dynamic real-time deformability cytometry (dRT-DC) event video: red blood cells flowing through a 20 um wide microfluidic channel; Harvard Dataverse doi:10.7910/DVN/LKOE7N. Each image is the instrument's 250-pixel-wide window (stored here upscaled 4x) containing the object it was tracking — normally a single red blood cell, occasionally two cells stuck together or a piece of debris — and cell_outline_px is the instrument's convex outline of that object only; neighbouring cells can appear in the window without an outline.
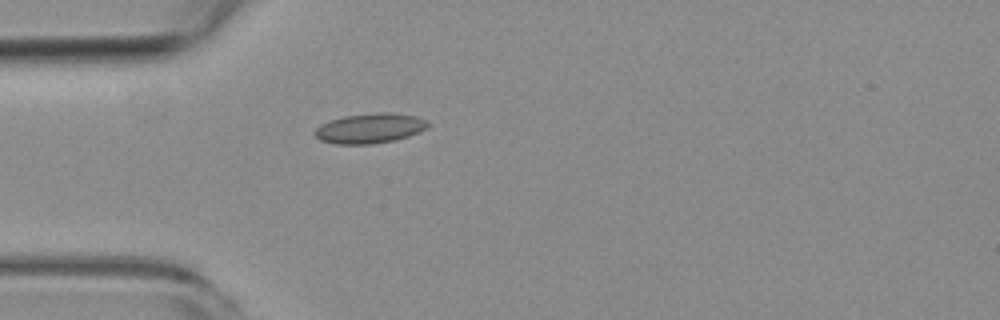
{"species": "common noctule bat (a hibernating species)", "species_latin": "Nyctalus noctula", "temperature_condition": "room temperature", "stored_images_in_passage": 3, "camera_frame_rate_fps": 3000, "um_per_image_px": 0.085, "animal": {"sex": "female", "body_mass_g": 19.3, "forearm_length_mm": 54.1}, "frame": {"image": 1, "passage_image": 3, "time_ms": 2.333, "image_size_px": [1000, 320], "cell_outline_px": [[432, 124], [428, 128], [420, 132], [408, 136], [392, 140], [372, 144], [336, 144], [320, 140], [312, 132], [320, 124], [344, 116], [376, 112], [392, 112], [416, 116]], "centroid_in_image_um": [31.45, 10.9], "position_along_channel_um": 53.5, "area_um2": 19.83}}